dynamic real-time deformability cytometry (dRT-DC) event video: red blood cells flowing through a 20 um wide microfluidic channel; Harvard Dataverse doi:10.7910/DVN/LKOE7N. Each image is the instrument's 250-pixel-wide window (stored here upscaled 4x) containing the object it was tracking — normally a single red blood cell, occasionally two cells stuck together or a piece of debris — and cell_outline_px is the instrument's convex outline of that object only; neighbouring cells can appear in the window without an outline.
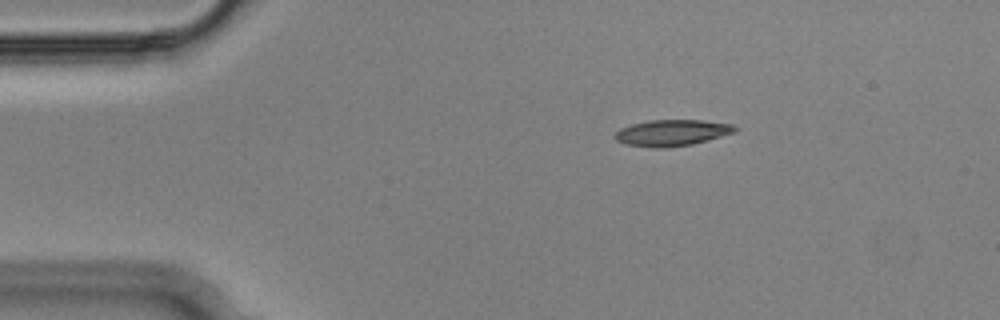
{"species": "Egyptian fruit bat (a non-hibernating species)", "species_latin": "Rousettus aegyptiacus", "temperature_condition": "cold", "stored_images_in_passage": 46, "segment_of_instrument_passage": [1, 2], "camera_frame_rate_fps": 3000, "um_per_image_px": 0.085, "animal": {"sex": "male"}, "frame": {"image": 1, "passage_image": 1, "time_ms": 0.0, "image_size_px": [1000, 320], "cell_outline_px": [[736, 132], [708, 140], [692, 144], [664, 148], [652, 148], [624, 144], [616, 140], [612, 136], [620, 128], [632, 124], [648, 120], [700, 120], [732, 124], [736, 128]], "centroid_in_image_um": [57.07, 11.29], "position_along_channel_um": 27.9, "area_um2": 18.44}}
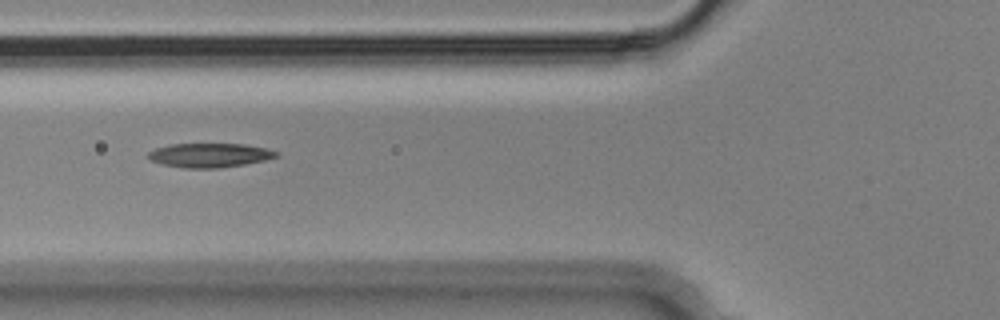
{"frame": {"image": 2, "passage_image": 12, "time_ms": 3.667, "image_size_px": [1000, 320], "cell_outline_px": [[280, 156], [264, 160], [244, 164], [216, 168], [184, 168], [164, 164], [152, 160], [148, 156], [148, 152], [156, 148], [168, 144], [244, 144], [268, 148], [280, 152]], "centroid_in_image_um": [17.87, 13.18], "position_along_channel_um": 107.9, "area_um2": 17.98}}
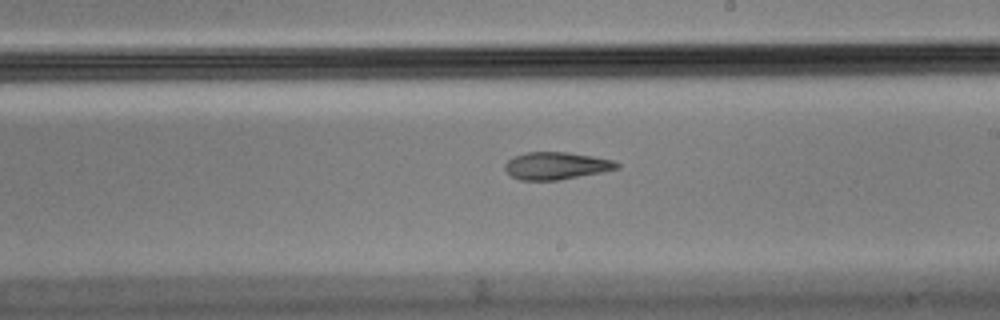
{"frame": {"image": 3, "passage_image": 23, "time_ms": 7.333, "image_size_px": [1000, 320], "cell_outline_px": [[620, 168], [560, 180], [520, 180], [512, 176], [504, 168], [504, 164], [508, 160], [524, 152], [568, 152], [592, 156], [612, 160], [620, 164]], "centroid_in_image_um": [47.27, 14.09], "position_along_channel_um": 241.7, "area_um2": 17.74}}